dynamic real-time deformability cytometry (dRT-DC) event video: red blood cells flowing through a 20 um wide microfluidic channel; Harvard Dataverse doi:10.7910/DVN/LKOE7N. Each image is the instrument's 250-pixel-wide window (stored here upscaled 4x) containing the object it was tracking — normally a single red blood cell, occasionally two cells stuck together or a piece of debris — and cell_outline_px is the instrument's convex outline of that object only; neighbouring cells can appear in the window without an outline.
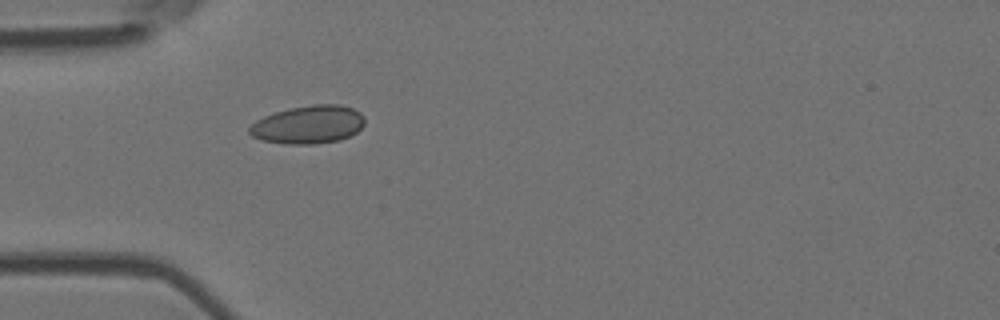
{"species": "Egyptian fruit bat (a non-hibernating species)", "species_latin": "Rousettus aegyptiacus", "temperature_condition": "room temperature", "stored_images_in_passage": 1, "camera_frame_rate_fps": 3000, "um_per_image_px": 0.085, "animal": {"sex": "female"}, "frame": {"image": 1, "passage_image": 1, "time_ms": 0.0, "image_size_px": [1000, 320], "cell_outline_px": [[364, 124], [356, 132], [340, 140], [312, 144], [288, 144], [260, 140], [252, 136], [248, 132], [248, 128], [256, 120], [264, 116], [288, 108], [312, 104], [340, 104], [352, 108], [360, 112], [364, 116]], "centroid_in_image_um": [26.19, 10.58], "position_along_channel_um": 58.8, "area_um2": 25.72}}